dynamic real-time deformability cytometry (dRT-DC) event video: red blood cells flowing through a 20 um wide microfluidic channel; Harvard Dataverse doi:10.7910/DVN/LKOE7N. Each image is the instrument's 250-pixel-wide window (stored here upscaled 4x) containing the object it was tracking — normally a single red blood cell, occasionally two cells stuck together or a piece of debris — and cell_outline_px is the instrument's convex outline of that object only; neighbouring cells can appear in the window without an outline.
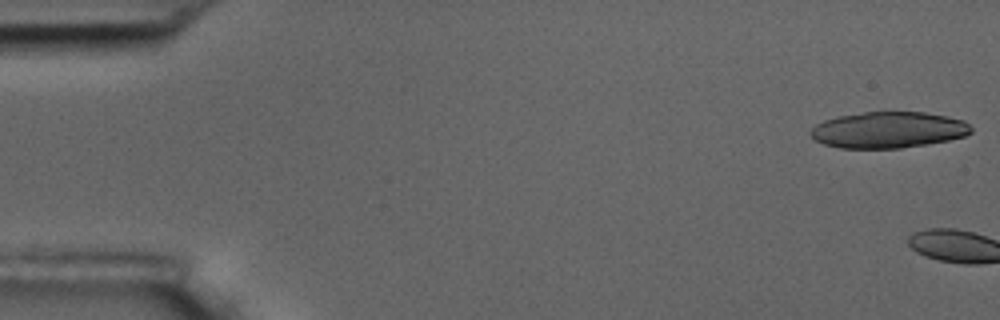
{"species": "common noctule bat (a hibernating species)", "species_latin": "Nyctalus noctula", "temperature_condition": "room temperature", "stored_images_in_passage": 3, "camera_frame_rate_fps": 3000, "um_per_image_px": 0.085, "animal": {"sex": "male", "body_mass_g": 17.5, "forearm_length_mm": 52.3}, "frame": {"image": 1, "passage_image": 1, "time_ms": 0.0, "image_size_px": [1000, 320], "cell_outline_px": [[972, 132], [964, 136], [948, 140], [900, 148], [840, 148], [824, 144], [816, 140], [808, 132], [816, 124], [824, 120], [836, 116], [864, 112], [924, 112], [948, 116], [964, 120], [972, 128]], "centroid_in_image_um": [75.5, 11.03], "position_along_channel_um": 9.5, "area_um2": 33.87}}